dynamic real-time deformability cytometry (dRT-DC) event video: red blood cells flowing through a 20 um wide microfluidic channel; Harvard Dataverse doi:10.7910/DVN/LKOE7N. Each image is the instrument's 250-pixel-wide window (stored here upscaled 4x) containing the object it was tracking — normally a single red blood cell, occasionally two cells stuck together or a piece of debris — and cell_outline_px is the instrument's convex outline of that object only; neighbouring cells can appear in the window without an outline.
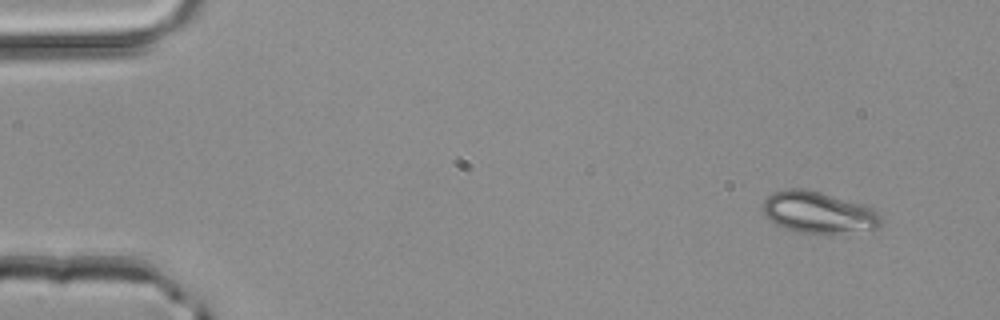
{"species": "common noctule bat (a hibernating species)", "species_latin": "Nyctalus noctula", "temperature_condition": "room temperature", "stored_images_in_passage": 3, "camera_frame_rate_fps": 3000, "um_per_image_px": 0.085, "animal": {"sex": "male", "body_mass_g": 20.4}, "frame": {"image": 1, "passage_image": 1, "time_ms": 0.0, "image_size_px": [1000, 320], "cell_outline_px": [[884, 224], [880, 228], [872, 232], [800, 232], [784, 228], [768, 220], [760, 208], [760, 204], [772, 192], [788, 188], [804, 188], [820, 192], [860, 204], [876, 212], [884, 220]], "centroid_in_image_um": [69.55, 18.06], "position_along_channel_um": 15.5, "area_um2": 28.78}}